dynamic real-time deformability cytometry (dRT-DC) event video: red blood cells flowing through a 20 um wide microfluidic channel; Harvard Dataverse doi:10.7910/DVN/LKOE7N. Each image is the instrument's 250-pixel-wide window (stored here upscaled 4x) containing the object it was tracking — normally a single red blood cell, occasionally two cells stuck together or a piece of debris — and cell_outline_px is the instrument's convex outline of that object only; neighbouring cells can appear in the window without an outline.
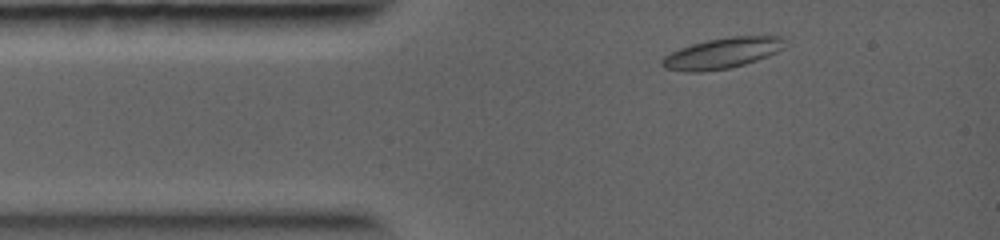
{"species": "common noctule bat (a hibernating species)", "species_latin": "Nyctalus noctula", "temperature_condition": "warm", "stored_images_in_passage": 44, "camera_frame_rate_fps": 5000, "um_per_image_px": 0.085, "animal": {"sex": "female", "body_mass_g": 19.0, "forearm_length_mm": 56.7}, "frame": {"image": 1, "passage_image": 3, "time_ms": 0.6, "image_size_px": [1000, 240], "cell_outline_px": [[784, 48], [768, 56], [744, 64], [728, 68], [704, 72], [684, 72], [664, 68], [660, 64], [660, 60], [664, 56], [680, 48], [692, 44], [708, 40], [732, 36], [780, 36]], "centroid_in_image_um": [61.32, 4.54], "position_along_channel_um": 23.7, "area_um2": 21.79}}
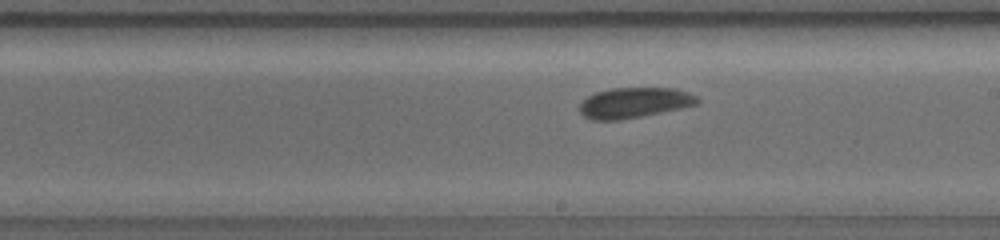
{"frame": {"image": 2, "passage_image": 26, "time_ms": 5.8, "image_size_px": [1000, 240], "cell_outline_px": [[700, 100], [696, 104], [680, 108], [620, 120], [592, 120], [584, 116], [580, 112], [580, 104], [588, 96], [596, 92], [612, 88], [672, 88], [688, 92], [696, 96]], "centroid_in_image_um": [53.89, 8.73], "position_along_channel_um": 235.1, "area_um2": 20.58}}
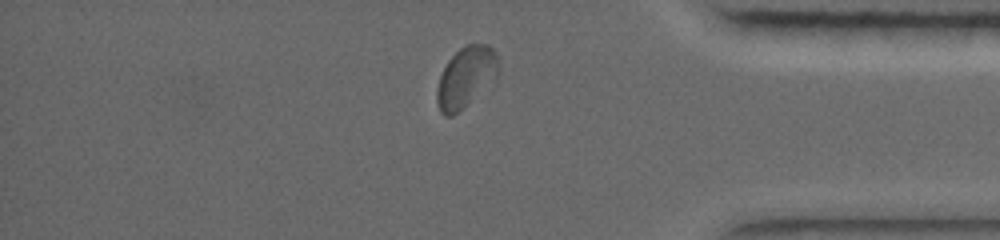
{"frame": {"image": 3, "passage_image": 42, "time_ms": 9.6, "image_size_px": [1000, 240], "cell_outline_px": [[500, 72], [496, 84], [452, 116], [444, 116], [440, 112], [436, 100], [436, 88], [440, 76], [448, 60], [460, 48], [468, 44], [488, 44], [496, 52], [500, 68]], "centroid_in_image_um": [39.67, 6.59], "position_along_channel_um": 395.5, "area_um2": 22.6}}